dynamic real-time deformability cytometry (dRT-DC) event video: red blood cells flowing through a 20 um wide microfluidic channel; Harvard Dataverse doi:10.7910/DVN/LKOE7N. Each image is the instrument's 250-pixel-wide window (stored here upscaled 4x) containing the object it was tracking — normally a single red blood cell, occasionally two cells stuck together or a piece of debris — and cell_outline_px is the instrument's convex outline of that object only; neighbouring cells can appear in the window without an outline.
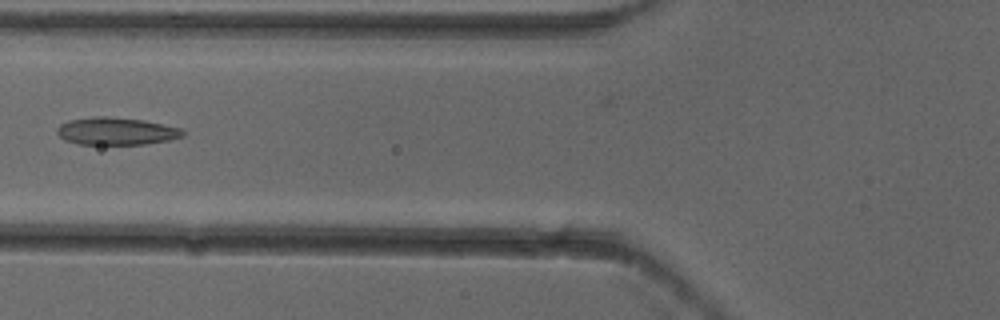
{"species": "common noctule bat (a hibernating species)", "species_latin": "Nyctalus noctula", "temperature_condition": "cold", "stored_images_in_passage": 6, "camera_frame_rate_fps": 3000, "um_per_image_px": 0.085, "animal": {"sex": "female"}, "frame": {"image": 1, "passage_image": 6, "time_ms": 1.667, "image_size_px": [1000, 320], "cell_outline_px": [[184, 136], [168, 140], [144, 144], [80, 144], [64, 140], [56, 132], [56, 128], [60, 124], [68, 120], [96, 116], [108, 116], [144, 120], [180, 128], [184, 132]], "centroid_in_image_um": [9.85, 11.14], "position_along_channel_um": 116.0, "area_um2": 20.11}}